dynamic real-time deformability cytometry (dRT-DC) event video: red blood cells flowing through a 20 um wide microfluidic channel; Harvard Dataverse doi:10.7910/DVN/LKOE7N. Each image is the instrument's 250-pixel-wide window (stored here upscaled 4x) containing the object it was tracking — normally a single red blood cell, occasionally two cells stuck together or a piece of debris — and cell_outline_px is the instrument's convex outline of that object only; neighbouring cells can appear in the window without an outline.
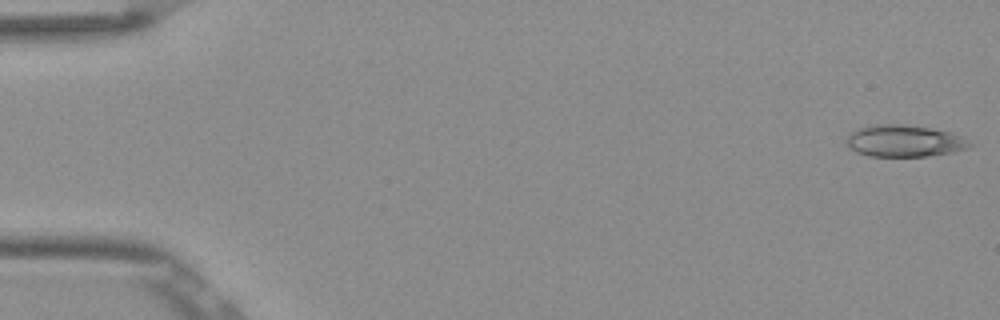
{"species": "Egyptian fruit bat (a non-hibernating species)", "species_latin": "Rousettus aegyptiacus", "temperature_condition": "room temperature", "stored_images_in_passage": 38, "camera_frame_rate_fps": 3000, "um_per_image_px": 0.085, "frame": {"image": 1, "passage_image": 1, "time_ms": 0.0, "image_size_px": [1000, 320], "cell_outline_px": [[976, 144], [968, 148], [952, 152], [924, 156], [868, 156], [856, 152], [844, 140], [848, 132], [856, 128], [872, 124], [904, 124], [952, 132]], "centroid_in_image_um": [76.83, 11.97], "position_along_channel_um": 8.2, "area_um2": 23.06}}
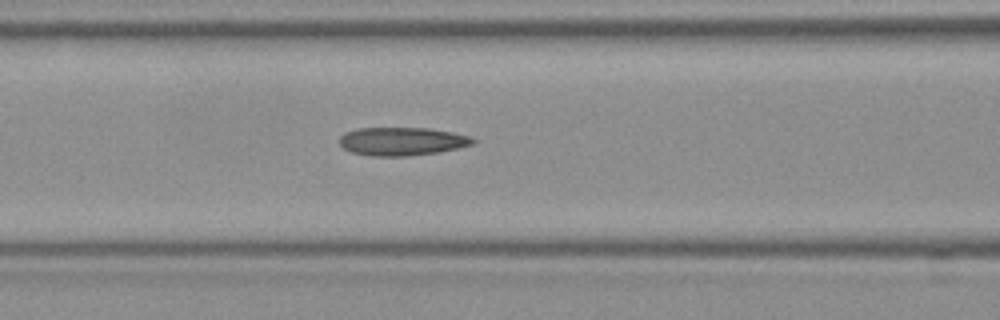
{"frame": {"image": 2, "passage_image": 22, "time_ms": 7.0, "image_size_px": [1000, 320], "cell_outline_px": [[476, 144], [436, 152], [408, 156], [372, 156], [352, 152], [344, 148], [340, 144], [340, 136], [344, 132], [356, 128], [428, 128], [452, 132], [472, 136], [476, 140]], "centroid_in_image_um": [34.18, 12.0], "position_along_channel_um": 132.4, "area_um2": 22.02}}
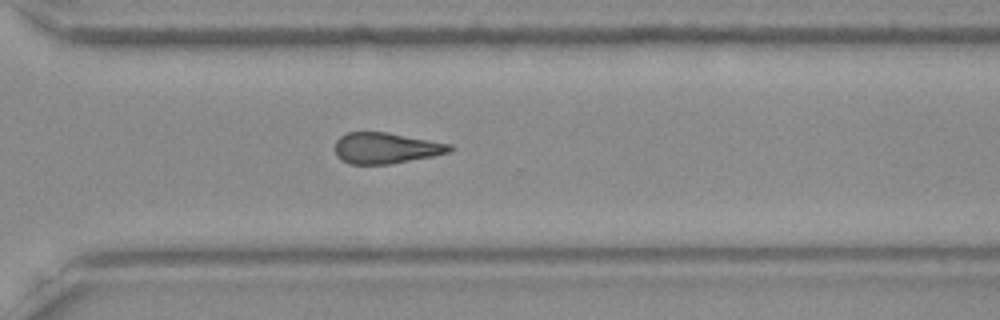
{"frame": {"image": 3, "passage_image": 38, "time_ms": 12.333, "image_size_px": [1000, 320], "cell_outline_px": [[456, 148], [448, 152], [432, 156], [392, 164], [348, 164], [336, 156], [336, 140], [340, 136], [348, 132], [384, 132], [452, 144]], "centroid_in_image_um": [32.8, 12.59], "position_along_channel_um": 337.8, "area_um2": 20.63}}